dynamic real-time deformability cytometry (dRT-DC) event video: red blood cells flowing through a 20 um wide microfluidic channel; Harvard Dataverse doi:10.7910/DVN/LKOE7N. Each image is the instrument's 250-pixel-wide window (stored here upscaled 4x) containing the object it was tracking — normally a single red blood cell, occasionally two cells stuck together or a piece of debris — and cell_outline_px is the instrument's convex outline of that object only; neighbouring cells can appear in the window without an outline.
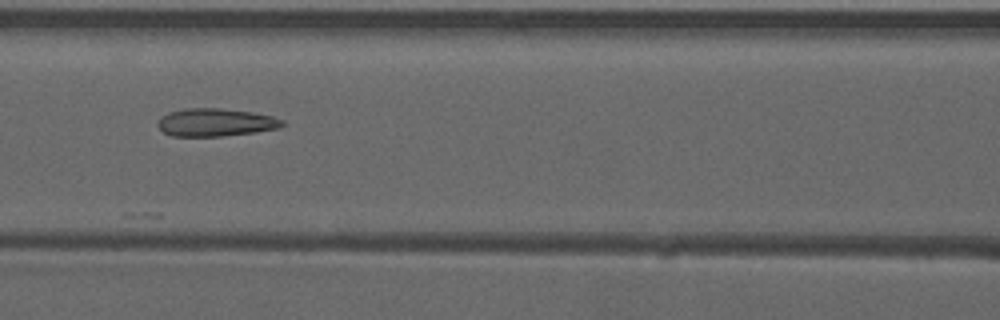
{"species": "common noctule bat (a hibernating species)", "species_latin": "Nyctalus noctula", "temperature_condition": "warm", "stored_images_in_passage": 9, "camera_frame_rate_fps": 3000, "um_per_image_px": 0.085, "animal": {"sex": "male", "forearm_length_mm": 52.5}, "frame": {"image": 1, "passage_image": 7, "time_ms": 2.0, "image_size_px": [1000, 320], "cell_outline_px": [[284, 124], [280, 128], [256, 132], [220, 136], [172, 136], [164, 132], [156, 124], [168, 112], [184, 108], [220, 108], [252, 112], [272, 116], [284, 120]], "centroid_in_image_um": [18.35, 10.4], "position_along_channel_um": 148.3, "area_um2": 20.17}}
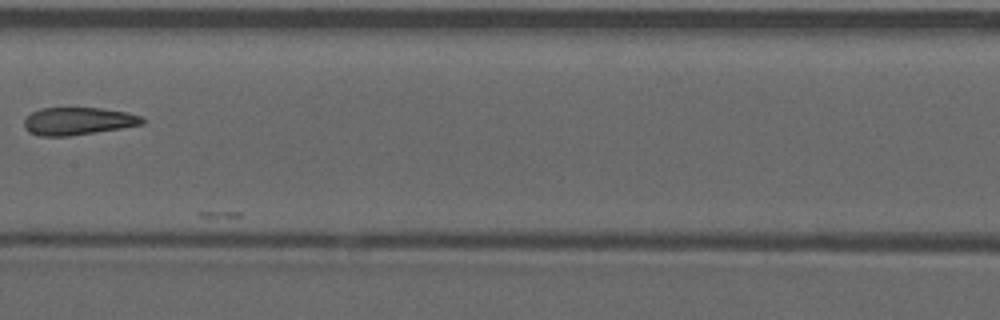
{"frame": {"image": 2, "passage_image": 8, "time_ms": 2.333, "image_size_px": [1000, 320], "cell_outline_px": [[144, 124], [96, 132], [68, 136], [40, 136], [24, 128], [24, 120], [32, 112], [40, 108], [100, 108], [124, 112], [140, 116], [144, 120]], "centroid_in_image_um": [6.61, 10.29], "position_along_channel_um": 200.8, "area_um2": 18.73}}
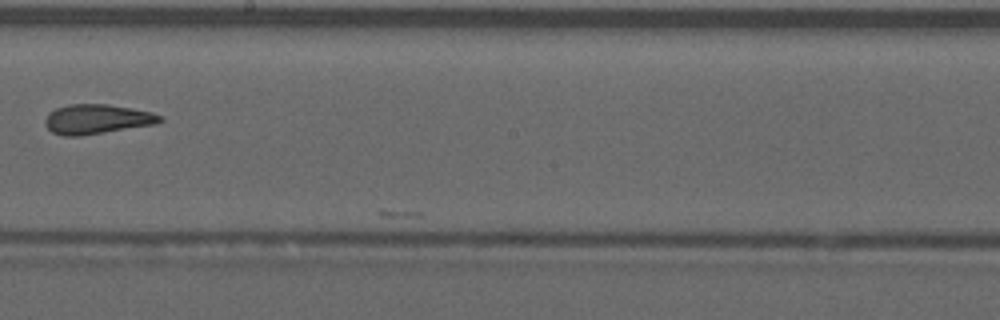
{"frame": {"image": 3, "passage_image": 9, "time_ms": 2.667, "image_size_px": [1000, 320], "cell_outline_px": [[164, 120], [156, 124], [80, 136], [64, 136], [52, 132], [44, 124], [44, 120], [48, 112], [56, 108], [68, 104], [108, 104], [132, 108], [152, 112], [160, 116]], "centroid_in_image_um": [8.21, 10.12], "position_along_channel_um": 240.0, "area_um2": 19.94}}